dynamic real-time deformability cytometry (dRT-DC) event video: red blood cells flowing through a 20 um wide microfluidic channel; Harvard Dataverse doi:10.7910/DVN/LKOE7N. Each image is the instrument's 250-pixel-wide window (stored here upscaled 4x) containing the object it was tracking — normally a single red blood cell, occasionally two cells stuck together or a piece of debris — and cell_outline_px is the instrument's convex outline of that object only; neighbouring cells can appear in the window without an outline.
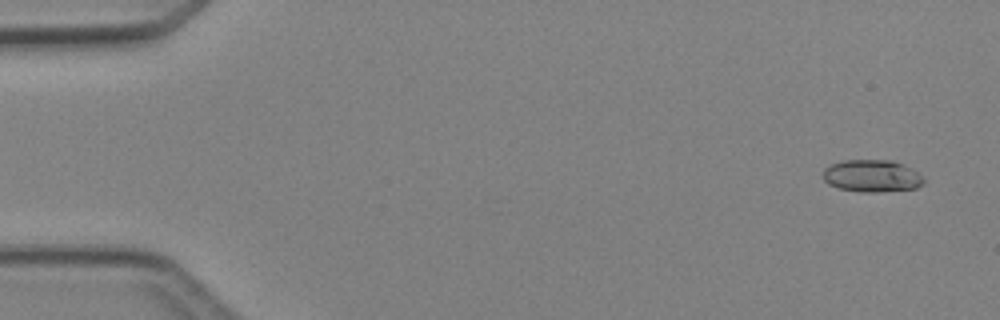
{"species": "Egyptian fruit bat (a non-hibernating species)", "species_latin": "Rousettus aegyptiacus", "temperature_condition": "cold", "stored_images_in_passage": 5, "camera_frame_rate_fps": 3000, "um_per_image_px": 0.085, "animal": {"sex": "female"}, "frame": {"image": 1, "passage_image": 1, "time_ms": 0.0, "image_size_px": [1000, 320], "cell_outline_px": [[924, 184], [916, 188], [880, 192], [860, 192], [840, 188], [828, 184], [824, 180], [824, 168], [832, 164], [844, 160], [892, 160], [904, 164], [912, 168], [924, 176]], "centroid_in_image_um": [74.16, 14.95], "position_along_channel_um": 10.8, "area_um2": 19.07}}
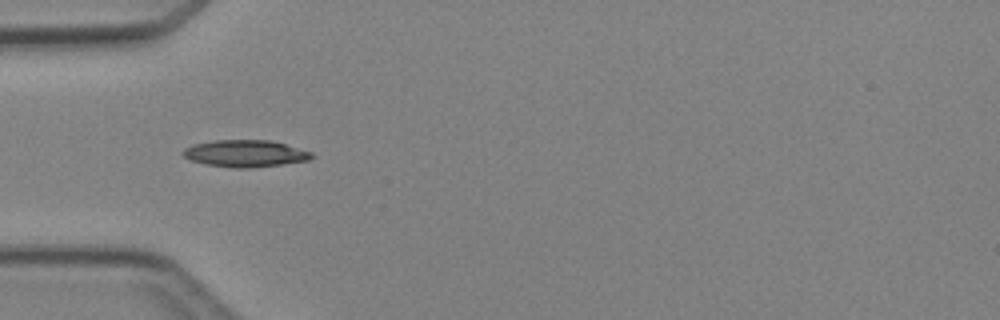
{"frame": {"image": 2, "passage_image": 4, "time_ms": 4.333, "image_size_px": [1000, 320], "cell_outline_px": [[316, 156], [308, 160], [252, 168], [232, 168], [204, 164], [192, 160], [184, 156], [180, 152], [184, 148], [192, 144], [212, 140], [272, 140], [312, 152]], "centroid_in_image_um": [20.82, 13.04], "position_along_channel_um": 64.2, "area_um2": 20.35}}
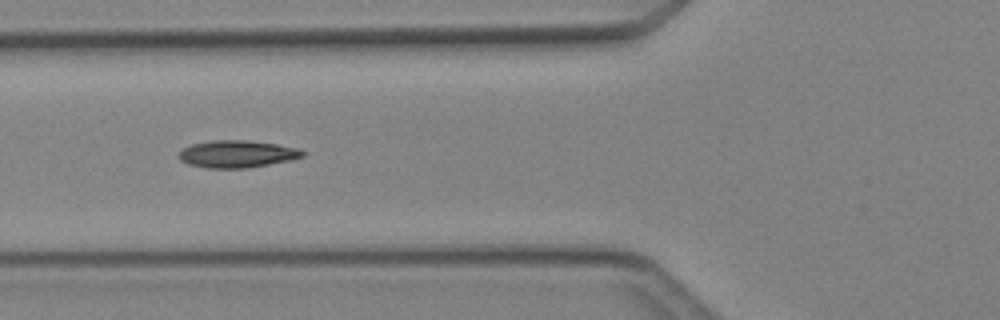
{"frame": {"image": 3, "passage_image": 5, "time_ms": 5.333, "image_size_px": [1000, 320], "cell_outline_px": [[304, 156], [288, 160], [268, 164], [244, 168], [208, 168], [188, 164], [180, 160], [180, 152], [184, 148], [192, 144], [212, 140], [248, 140], [276, 144], [300, 148], [304, 152]], "centroid_in_image_um": [20.15, 13.08], "position_along_channel_um": 105.6, "area_um2": 19.42}}